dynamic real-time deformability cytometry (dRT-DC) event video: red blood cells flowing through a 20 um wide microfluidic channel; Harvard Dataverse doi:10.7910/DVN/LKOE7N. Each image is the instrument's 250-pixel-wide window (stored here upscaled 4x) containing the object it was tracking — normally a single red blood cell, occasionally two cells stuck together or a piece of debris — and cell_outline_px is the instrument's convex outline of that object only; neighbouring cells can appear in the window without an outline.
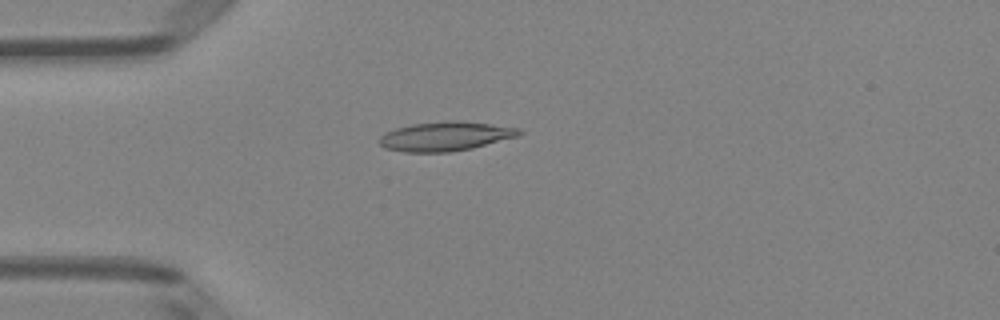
{"species": "Egyptian fruit bat (a non-hibernating species)", "species_latin": "Rousettus aegyptiacus", "temperature_condition": "room temperature", "stored_images_in_passage": 39, "camera_frame_rate_fps": 3000, "um_per_image_px": 0.085, "animal": {"sex": "female"}, "frame": {"image": 1, "passage_image": 2, "time_ms": 0.333, "image_size_px": [1000, 320], "cell_outline_px": [[524, 132], [520, 136], [472, 148], [452, 152], [404, 152], [384, 148], [380, 144], [380, 136], [384, 132], [396, 128], [412, 124], [448, 120], [488, 124], [520, 128]], "centroid_in_image_um": [37.86, 11.59], "position_along_channel_um": 47.1, "area_um2": 23.81}}
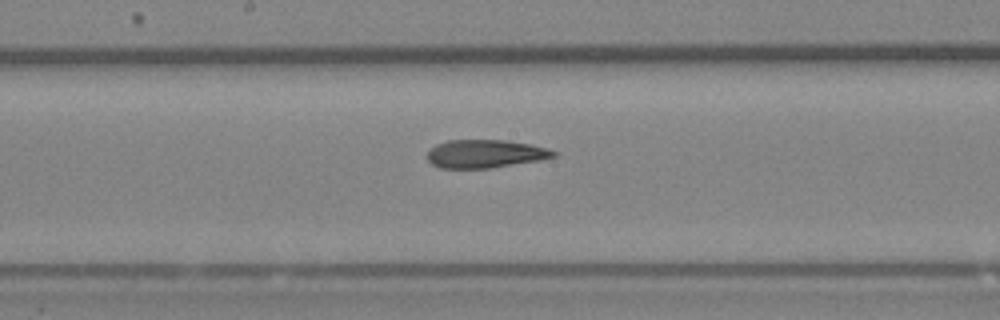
{"frame": {"image": 2, "passage_image": 15, "time_ms": 4.667, "image_size_px": [1000, 320], "cell_outline_px": [[556, 156], [540, 160], [492, 168], [440, 168], [432, 164], [428, 160], [428, 152], [436, 144], [448, 140], [504, 140], [528, 144], [548, 148], [556, 152]], "centroid_in_image_um": [41.24, 13.07], "position_along_channel_um": 207.0, "area_um2": 20.63}}
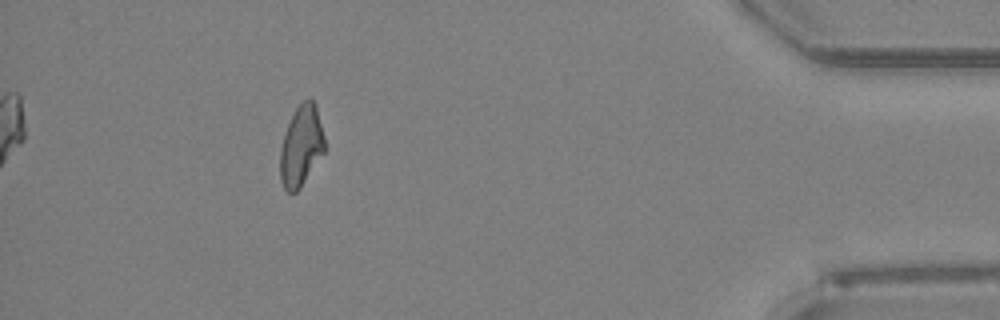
{"frame": {"image": 3, "passage_image": 34, "time_ms": 11.0, "image_size_px": [1000, 320], "cell_outline_px": [[324, 152], [300, 188], [296, 192], [288, 192], [284, 188], [280, 180], [280, 148], [288, 124], [296, 108], [308, 96], [316, 104], [324, 136]], "centroid_in_image_um": [25.6, 12.4], "position_along_channel_um": 409.6, "area_um2": 20.75}, "authors_computed_cell_mechanics": {"area_um2": 21.5016, "velocity_mm_per_s": 4.0524, "shape_relaxation_time_tau1_ms": null, "shape_relaxation_time_tau2_ms": 5.5289, "deformation_change_tau1": null, "deformation_change_tau2": 0.1497}}